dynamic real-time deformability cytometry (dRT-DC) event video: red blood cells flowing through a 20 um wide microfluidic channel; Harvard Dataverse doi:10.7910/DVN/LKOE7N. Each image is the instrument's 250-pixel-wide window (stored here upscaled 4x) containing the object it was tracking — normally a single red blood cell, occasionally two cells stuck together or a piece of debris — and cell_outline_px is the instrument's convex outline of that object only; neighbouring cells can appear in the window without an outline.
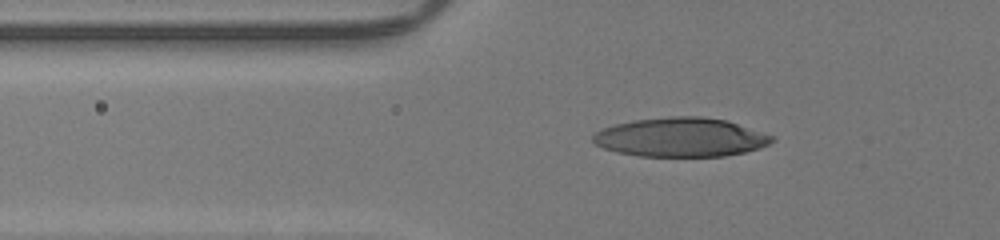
{"species": "human", "species_latin": "Homo sapiens", "temperature_condition": "room temperature", "stored_images_in_passage": 35, "camera_frame_rate_fps": 3000, "um_per_image_px": 0.085, "donor": {"sex": "male"}, "frame": {"image": 1, "passage_image": 4, "time_ms": 1.0, "image_size_px": [1000, 240], "cell_outline_px": [[776, 140], [760, 148], [744, 152], [724, 156], [640, 156], [616, 152], [604, 148], [596, 144], [592, 140], [592, 136], [596, 132], [612, 124], [632, 120], [668, 116], [700, 116], [728, 120], [776, 136]], "centroid_in_image_um": [57.89, 11.66], "position_along_channel_um": 67.9, "area_um2": 41.1}}
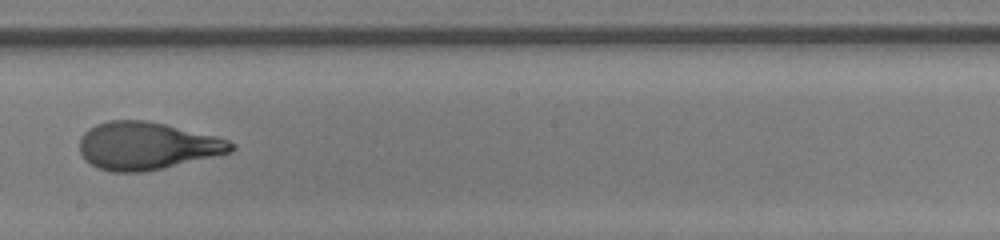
{"frame": {"image": 2, "passage_image": 17, "time_ms": 5.333, "image_size_px": [1000, 240], "cell_outline_px": [[236, 148], [232, 152], [160, 168], [140, 172], [112, 172], [96, 168], [84, 160], [80, 152], [80, 136], [88, 128], [96, 124], [108, 120], [144, 120], [164, 124], [216, 136], [228, 140], [236, 144]], "centroid_in_image_um": [12.44, 12.39], "position_along_channel_um": 235.8, "area_um2": 41.96}}
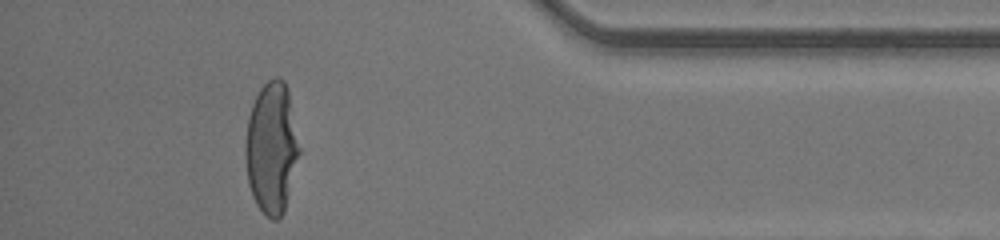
{"frame": {"image": 3, "passage_image": 31, "time_ms": 10.0, "image_size_px": [1000, 240], "cell_outline_px": [[300, 152], [284, 212], [276, 220], [272, 220], [256, 204], [252, 196], [248, 184], [244, 156], [244, 144], [248, 116], [252, 104], [260, 88], [268, 80], [276, 76], [280, 76], [284, 80], [288, 92], [300, 148]], "centroid_in_image_um": [23.06, 12.56], "position_along_channel_um": 412.1, "area_um2": 41.38}, "authors_computed_cell_mechanics": {"area_um2": 41.6738, "velocity_mm_per_s": 4.2802, "shape_relaxation_time_tau1_ms": 5.1821, "shape_relaxation_time_tau2_ms": null, "deformation_change_tau1": 0.2978, "deformation_change_tau2": null}}